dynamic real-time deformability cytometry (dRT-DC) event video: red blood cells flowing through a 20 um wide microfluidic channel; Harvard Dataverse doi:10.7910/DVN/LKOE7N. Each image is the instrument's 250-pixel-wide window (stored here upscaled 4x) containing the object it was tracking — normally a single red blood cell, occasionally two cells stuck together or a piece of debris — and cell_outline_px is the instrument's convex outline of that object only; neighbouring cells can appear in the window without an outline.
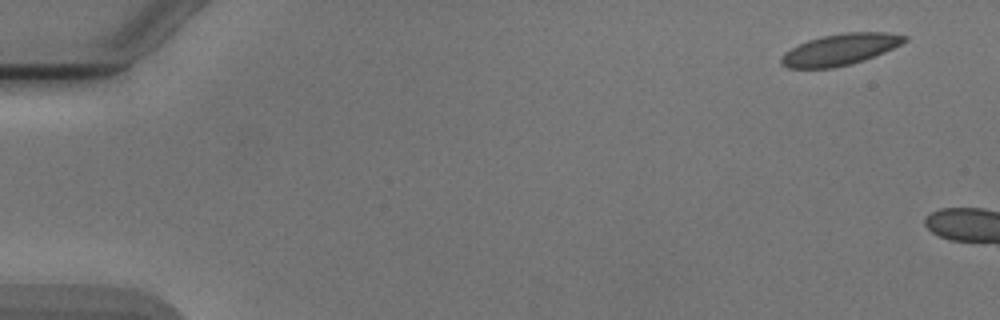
{"species": "Egyptian fruit bat (a non-hibernating species)", "species_latin": "Rousettus aegyptiacus", "temperature_condition": "cold", "stored_images_in_passage": 2, "camera_frame_rate_fps": 3000, "um_per_image_px": 0.085, "animal": {"sex": "male"}, "frame": {"image": 1, "passage_image": 2, "time_ms": 1.333, "image_size_px": [1000, 320], "cell_outline_px": [[908, 40], [884, 52], [864, 60], [852, 64], [832, 68], [788, 68], [780, 64], [780, 56], [784, 52], [808, 40], [824, 36], [844, 32], [888, 32], [908, 36]], "centroid_in_image_um": [71.4, 4.21], "position_along_channel_um": 13.6, "area_um2": 22.48}}